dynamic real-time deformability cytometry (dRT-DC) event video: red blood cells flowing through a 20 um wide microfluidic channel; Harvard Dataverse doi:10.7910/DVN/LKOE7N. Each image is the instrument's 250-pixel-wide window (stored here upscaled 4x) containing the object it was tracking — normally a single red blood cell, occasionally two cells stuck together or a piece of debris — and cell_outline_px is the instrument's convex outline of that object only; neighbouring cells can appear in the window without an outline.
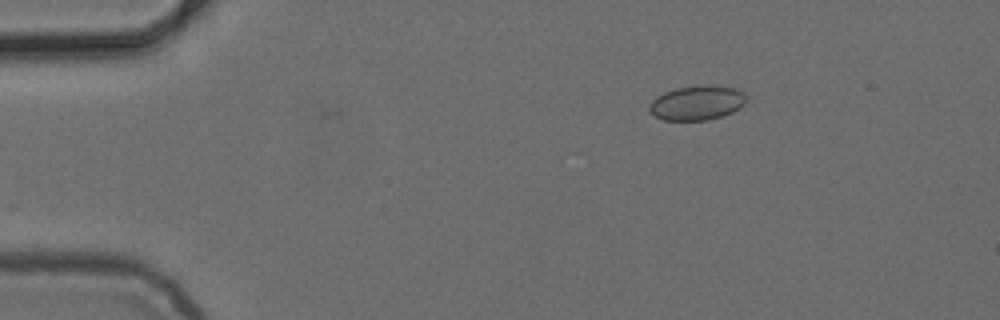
{"species": "common noctule bat (a hibernating species)", "species_latin": "Nyctalus noctula", "temperature_condition": "cold", "stored_images_in_passage": 4, "camera_frame_rate_fps": 3000, "um_per_image_px": 0.085, "animal": {"sex": "female", "body_mass_g": 24.6, "forearm_length_mm": 56.2}, "frame": {"image": 1, "passage_image": 3, "time_ms": 2.333, "image_size_px": [1000, 320], "cell_outline_px": [[748, 96], [744, 104], [740, 108], [732, 112], [708, 120], [664, 120], [656, 116], [648, 108], [652, 100], [656, 96], [664, 92], [676, 88], [736, 88], [744, 92]], "centroid_in_image_um": [59.24, 8.79], "position_along_channel_um": 25.8, "area_um2": 18.73}}